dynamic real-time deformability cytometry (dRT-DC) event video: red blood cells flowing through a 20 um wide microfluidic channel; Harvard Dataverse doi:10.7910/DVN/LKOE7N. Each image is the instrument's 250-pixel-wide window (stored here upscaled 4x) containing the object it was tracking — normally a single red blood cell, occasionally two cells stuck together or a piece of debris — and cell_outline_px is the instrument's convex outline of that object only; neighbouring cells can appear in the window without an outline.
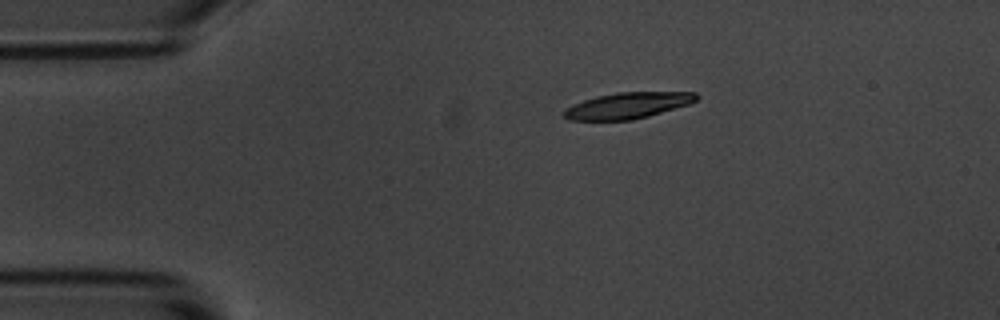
{"species": "common noctule bat (a hibernating species)", "species_latin": "Nyctalus noctula", "temperature_condition": "room temperature", "stored_images_in_passage": 3, "camera_frame_rate_fps": 3000, "um_per_image_px": 0.085, "animal": {"sex": "male", "body_mass_g": 20.1, "forearm_length_mm": 53.5}, "frame": {"image": 1, "passage_image": 1, "time_ms": 0.0, "image_size_px": [1000, 320], "cell_outline_px": [[700, 96], [696, 100], [688, 104], [648, 116], [632, 120], [568, 120], [560, 116], [564, 108], [584, 100], [596, 96], [616, 92], [696, 92]], "centroid_in_image_um": [53.29, 8.97], "position_along_channel_um": 31.7, "area_um2": 20.23}}